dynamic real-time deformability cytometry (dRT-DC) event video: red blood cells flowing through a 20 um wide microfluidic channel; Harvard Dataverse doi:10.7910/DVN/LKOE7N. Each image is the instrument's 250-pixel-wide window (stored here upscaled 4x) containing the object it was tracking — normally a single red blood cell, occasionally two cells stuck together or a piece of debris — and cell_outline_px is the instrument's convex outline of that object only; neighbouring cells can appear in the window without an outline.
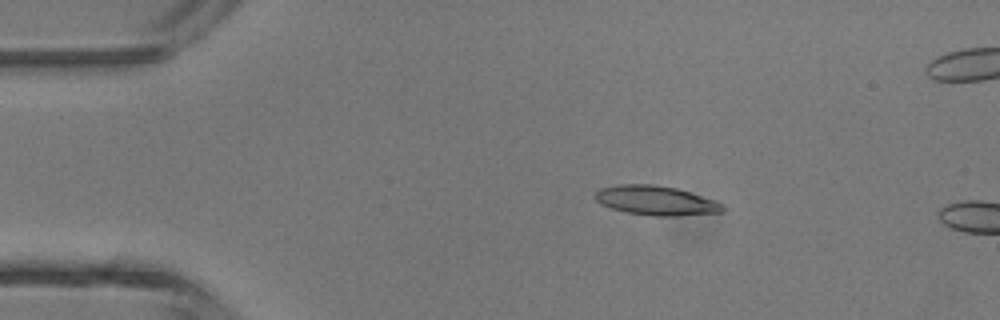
{"species": "common noctule bat (a hibernating species)", "species_latin": "Nyctalus noctula", "temperature_condition": "room temperature", "stored_images_in_passage": 3, "camera_frame_rate_fps": 3000, "um_per_image_px": 0.085, "animal": {"sex": "male", "body_mass_g": 13.3}, "frame": {"image": 1, "passage_image": 2, "time_ms": 1.333, "image_size_px": [1000, 320], "cell_outline_px": [[724, 212], [676, 216], [656, 216], [628, 212], [612, 208], [600, 204], [596, 200], [596, 192], [600, 188], [620, 184], [652, 184], [676, 188], [716, 200], [724, 204]], "centroid_in_image_um": [55.79, 17.04], "position_along_channel_um": 29.2, "area_um2": 21.79}}